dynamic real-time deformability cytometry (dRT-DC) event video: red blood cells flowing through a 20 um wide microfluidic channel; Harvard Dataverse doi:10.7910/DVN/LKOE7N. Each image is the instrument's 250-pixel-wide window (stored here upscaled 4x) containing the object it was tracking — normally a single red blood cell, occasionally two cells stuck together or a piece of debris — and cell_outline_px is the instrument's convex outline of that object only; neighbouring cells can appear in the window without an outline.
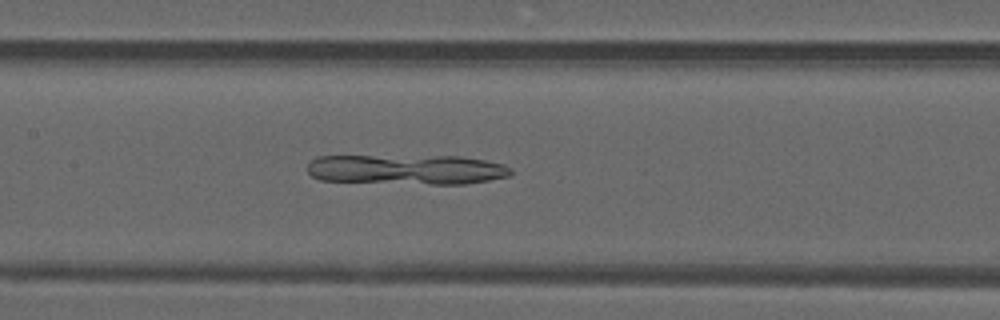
{"species": "common noctule bat (a hibernating species)", "species_latin": "Nyctalus noctula", "temperature_condition": "warm", "stored_images_in_passage": 48, "camera_frame_rate_fps": 3000, "um_per_image_px": 0.085, "animal": {"sex": "male", "forearm_length_mm": 52.5}, "frame": {"image": 1, "passage_image": 23, "time_ms": 7.333, "image_size_px": [1000, 320], "cell_outline_px": [[512, 176], [464, 184], [432, 184], [320, 180], [312, 176], [308, 172], [308, 164], [316, 156], [460, 156], [484, 160], [504, 164], [512, 168]], "centroid_in_image_um": [34.6, 14.4], "position_along_channel_um": 172.8, "area_um2": 35.6}}
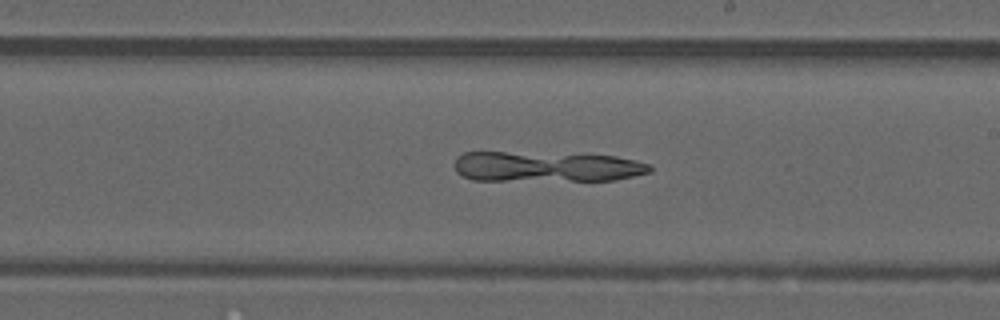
{"frame": {"image": 2, "passage_image": 28, "time_ms": 9.0, "image_size_px": [1000, 320], "cell_outline_px": [[652, 172], [616, 180], [472, 180], [456, 172], [456, 156], [464, 152], [504, 152], [616, 156], [636, 160], [652, 164]], "centroid_in_image_um": [46.49, 14.17], "position_along_channel_um": 242.5, "area_um2": 34.39}}